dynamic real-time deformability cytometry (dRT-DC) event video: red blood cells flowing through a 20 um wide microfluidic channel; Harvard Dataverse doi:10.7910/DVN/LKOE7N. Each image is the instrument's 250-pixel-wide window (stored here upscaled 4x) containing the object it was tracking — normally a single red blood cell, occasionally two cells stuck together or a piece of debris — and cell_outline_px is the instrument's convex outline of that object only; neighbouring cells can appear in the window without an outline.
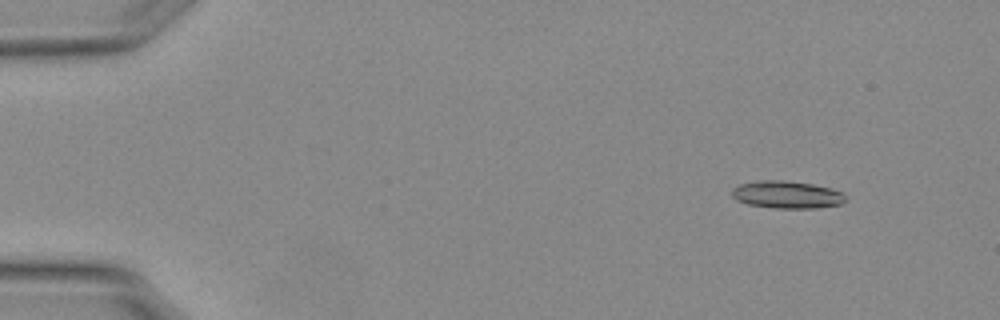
{"species": "Egyptian fruit bat (a non-hibernating species)", "species_latin": "Rousettus aegyptiacus", "temperature_condition": "warm", "stored_images_in_passage": 50, "camera_frame_rate_fps": 3000, "um_per_image_px": 0.085, "animal": {"sex": "female"}, "frame": {"image": 1, "passage_image": 1, "time_ms": 0.0, "image_size_px": [1000, 320], "cell_outline_px": [[844, 200], [840, 204], [816, 208], [776, 208], [748, 204], [736, 200], [732, 196], [732, 188], [740, 184], [764, 180], [780, 180], [812, 184], [832, 188], [840, 192], [844, 196]], "centroid_in_image_um": [66.85, 16.55], "position_along_channel_um": 18.1, "area_um2": 17.92}}
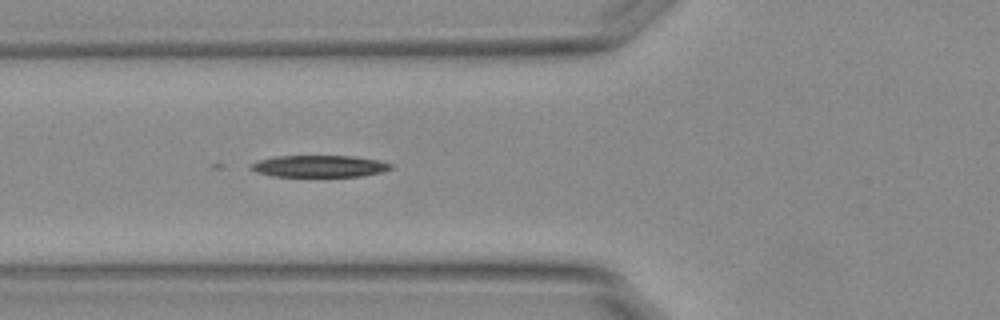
{"frame": {"image": 2, "passage_image": 16, "time_ms": 5.0, "image_size_px": [1000, 320], "cell_outline_px": [[392, 168], [380, 172], [360, 176], [272, 176], [256, 172], [248, 168], [248, 164], [260, 160], [276, 156], [352, 156], [380, 160], [392, 164]], "centroid_in_image_um": [27.1, 14.12], "position_along_channel_um": 98.7, "area_um2": 17.74}}
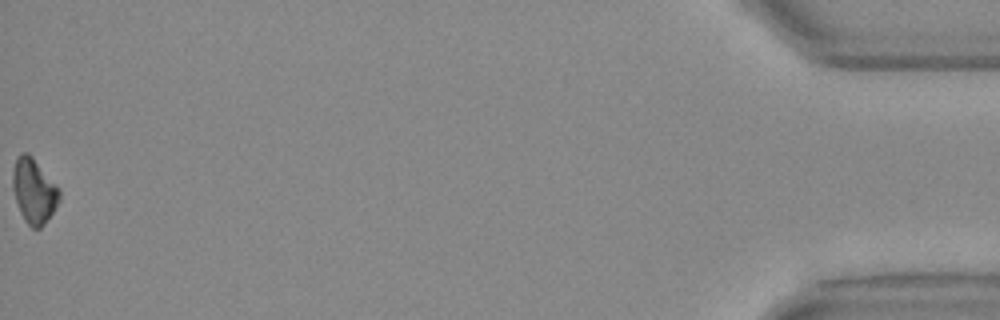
{"frame": {"image": 3, "passage_image": 50, "time_ms": 16.333, "image_size_px": [1000, 320], "cell_outline_px": [[60, 200], [52, 212], [40, 228], [32, 228], [24, 220], [20, 212], [16, 200], [12, 184], [12, 172], [16, 156], [20, 152], [28, 152], [32, 156], [60, 188]], "centroid_in_image_um": [2.87, 16.18], "position_along_channel_um": 432.3, "area_um2": 17.63}}